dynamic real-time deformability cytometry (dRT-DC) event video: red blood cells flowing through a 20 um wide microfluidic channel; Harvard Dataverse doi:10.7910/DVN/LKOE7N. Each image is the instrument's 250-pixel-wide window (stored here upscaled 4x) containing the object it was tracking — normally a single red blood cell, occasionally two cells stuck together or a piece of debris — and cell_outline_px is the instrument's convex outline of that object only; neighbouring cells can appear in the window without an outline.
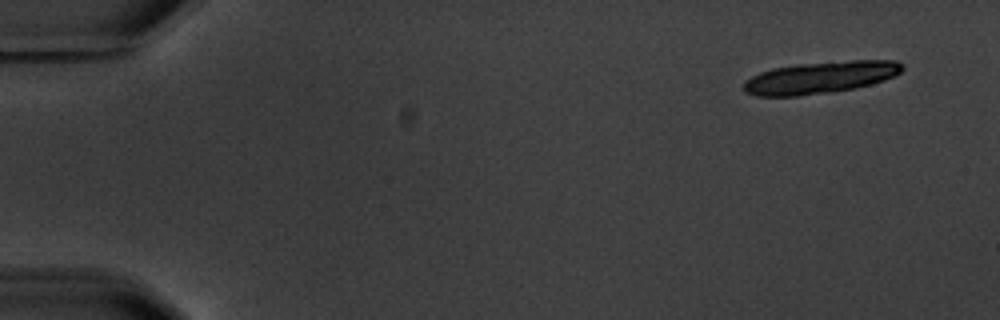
{"species": "common noctule bat (a hibernating species)", "species_latin": "Nyctalus noctula", "temperature_condition": "warm", "stored_images_in_passage": 6, "camera_frame_rate_fps": 3000, "um_per_image_px": 0.085, "animal": {"sex": "male", "body_mass_g": 20.1, "forearm_length_mm": 53.5}, "frame": {"image": 1, "passage_image": 1, "time_ms": 0.0, "image_size_px": [1000, 320], "cell_outline_px": [[904, 68], [900, 72], [884, 80], [872, 84], [856, 88], [832, 92], [796, 96], [756, 96], [744, 92], [744, 80], [760, 72], [772, 68], [800, 64], [852, 60], [896, 60], [904, 64]], "centroid_in_image_um": [69.73, 6.59], "position_along_channel_um": 15.3, "area_um2": 29.65}}